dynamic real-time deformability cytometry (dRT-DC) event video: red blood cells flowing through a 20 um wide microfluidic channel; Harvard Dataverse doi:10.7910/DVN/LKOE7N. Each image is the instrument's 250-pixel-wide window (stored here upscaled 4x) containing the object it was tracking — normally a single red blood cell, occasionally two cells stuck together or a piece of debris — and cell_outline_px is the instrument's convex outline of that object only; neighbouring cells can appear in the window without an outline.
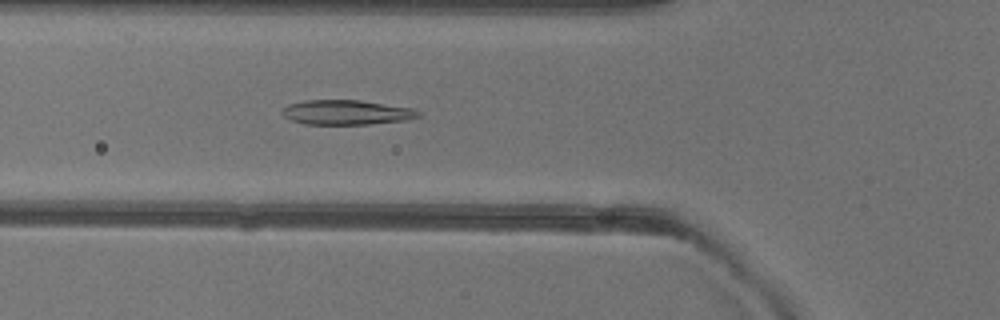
{"species": "common noctule bat (a hibernating species)", "species_latin": "Nyctalus noctula", "temperature_condition": "warm", "stored_images_in_passage": 51, "camera_frame_rate_fps": 3000, "um_per_image_px": 0.085, "animal": {"sex": "female"}, "frame": {"image": 1, "passage_image": 18, "time_ms": 5.667, "image_size_px": [1000, 320], "cell_outline_px": [[420, 116], [408, 120], [368, 124], [304, 124], [288, 120], [280, 112], [280, 108], [288, 104], [304, 100], [360, 100], [416, 108], [420, 112]], "centroid_in_image_um": [29.43, 9.54], "position_along_channel_um": 96.4, "area_um2": 20.0}}
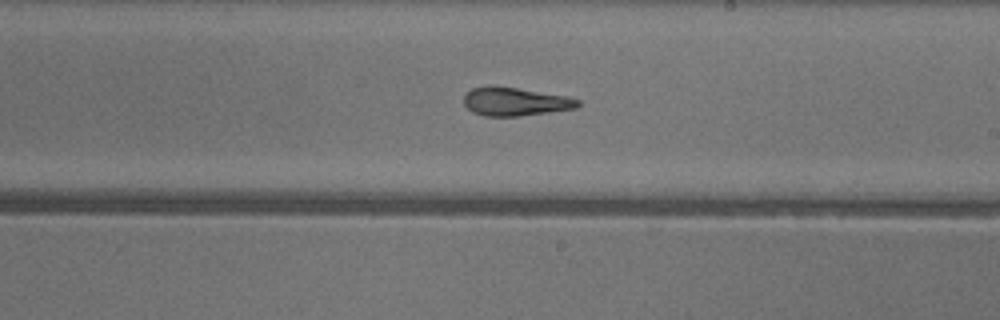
{"frame": {"image": 2, "passage_image": 29, "time_ms": 9.333, "image_size_px": [1000, 320], "cell_outline_px": [[580, 104], [576, 108], [520, 116], [484, 116], [472, 112], [464, 104], [464, 92], [472, 88], [488, 84], [496, 84], [568, 96], [580, 100]], "centroid_in_image_um": [43.74, 8.6], "position_along_channel_um": 245.3, "area_um2": 19.36}}
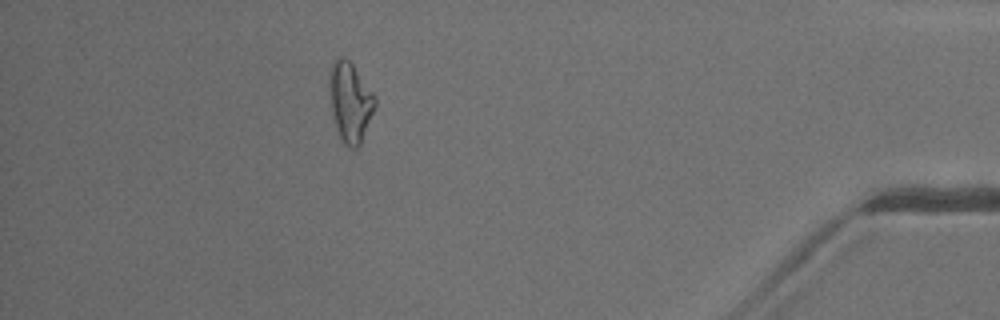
{"frame": {"image": 3, "passage_image": 45, "time_ms": 14.667, "image_size_px": [1000, 320], "cell_outline_px": [[376, 104], [360, 144], [356, 148], [348, 148], [344, 144], [336, 128], [332, 116], [328, 88], [328, 72], [332, 60], [336, 56], [344, 56], [352, 64], [376, 96]], "centroid_in_image_um": [29.72, 8.61], "position_along_channel_um": 405.5, "area_um2": 21.5}, "authors_computed_cell_mechanics": {"area_um2": 20.23, "velocity_mm_per_s": 4.0424, "shape_relaxation_time_tau1_ms": 6.1655, "shape_relaxation_time_tau2_ms": 3.1119, "deformation_change_tau1": 0.2015, "deformation_change_tau2": 0.0889}}